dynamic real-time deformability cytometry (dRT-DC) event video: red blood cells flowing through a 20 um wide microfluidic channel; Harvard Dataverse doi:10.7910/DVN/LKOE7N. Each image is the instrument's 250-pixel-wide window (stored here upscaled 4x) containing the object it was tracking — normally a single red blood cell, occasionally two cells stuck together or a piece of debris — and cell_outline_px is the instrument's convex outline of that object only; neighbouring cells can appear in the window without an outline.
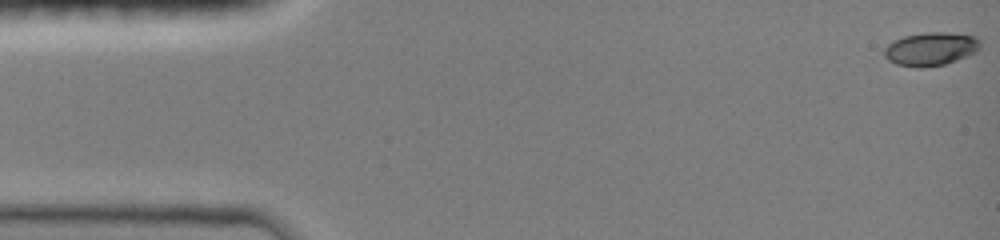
{"species": "common noctule bat (a hibernating species)", "species_latin": "Nyctalus noctula", "temperature_condition": "room temperature", "stored_images_in_passage": 48, "camera_frame_rate_fps": 3000, "um_per_image_px": 0.085, "animal": {"sex": "female", "body_mass_g": 19.0, "forearm_length_mm": 51.5}, "frame": {"image": 1, "passage_image": 1, "time_ms": 0.0, "image_size_px": [1000, 240], "cell_outline_px": [[980, 48], [976, 52], [956, 60], [944, 64], [920, 68], [916, 68], [896, 64], [888, 60], [884, 56], [884, 48], [888, 44], [904, 36], [932, 32], [940, 32], [976, 36], [980, 40]], "centroid_in_image_um": [79.11, 4.17], "position_along_channel_um": 5.9, "area_um2": 18.5}}
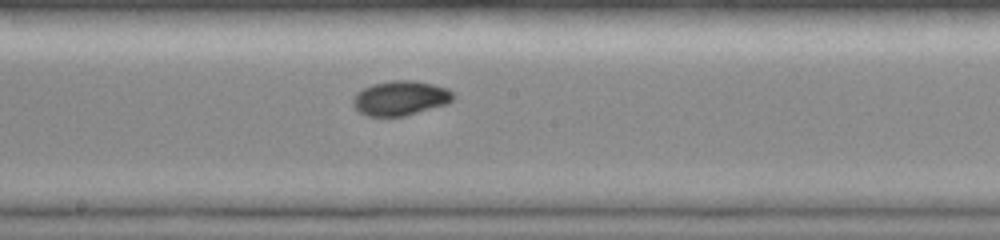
{"frame": {"image": 2, "passage_image": 26, "time_ms": 8.333, "image_size_px": [1000, 240], "cell_outline_px": [[452, 100], [448, 104], [404, 116], [368, 116], [360, 112], [352, 104], [352, 100], [356, 92], [372, 84], [392, 80], [416, 80], [448, 88], [452, 92]], "centroid_in_image_um": [34.03, 8.33], "position_along_channel_um": 214.2, "area_um2": 20.23}}
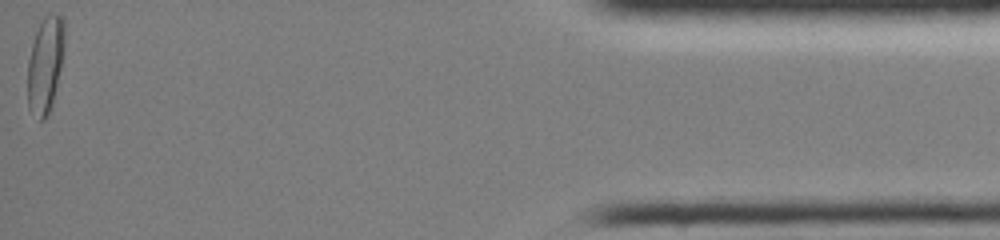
{"frame": {"image": 3, "passage_image": 48, "time_ms": 15.667, "image_size_px": [1000, 240], "cell_outline_px": [[64, 44], [60, 68], [52, 104], [44, 120], [40, 120], [28, 108], [28, 60], [32, 44], [36, 32], [44, 16], [48, 12], [52, 12], [60, 16], [64, 20]], "centroid_in_image_um": [3.84, 5.45], "position_along_channel_um": 431.4, "area_um2": 20.35}, "authors_computed_cell_mechanics": {"area_um2": 19.3341, "velocity_mm_per_s": 4.0461, "shape_relaxation_time_tau1_ms": 5.6421, "shape_relaxation_time_tau2_ms": null, "deformation_change_tau1": 0.1932, "deformation_change_tau2": null}}